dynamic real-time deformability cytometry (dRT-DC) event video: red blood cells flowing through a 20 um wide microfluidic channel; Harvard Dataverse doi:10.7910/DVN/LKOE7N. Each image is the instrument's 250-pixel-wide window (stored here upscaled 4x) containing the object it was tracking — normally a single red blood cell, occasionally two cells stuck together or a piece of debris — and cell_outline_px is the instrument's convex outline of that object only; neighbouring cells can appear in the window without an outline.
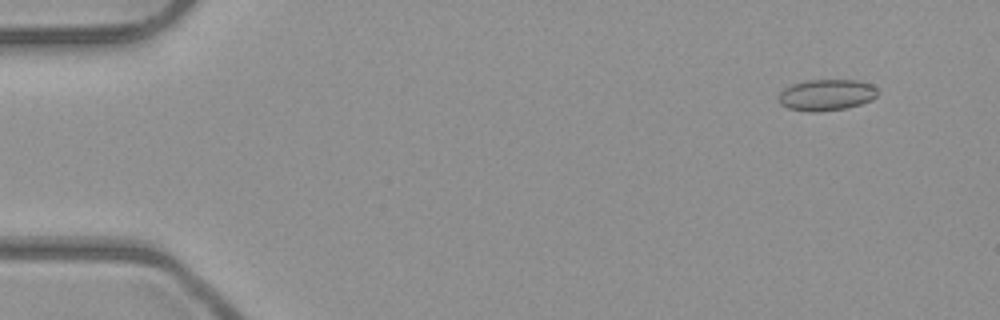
{"species": "common noctule bat (a hibernating species)", "species_latin": "Nyctalus noctula", "temperature_condition": "room temperature", "stored_images_in_passage": 53, "camera_frame_rate_fps": 3000, "um_per_image_px": 0.085, "animal": {"sex": "male", "body_mass_g": 23.1, "forearm_length_mm": 52.7}, "frame": {"image": 1, "passage_image": 5, "time_ms": 1.333, "image_size_px": [1000, 320], "cell_outline_px": [[876, 96], [872, 100], [848, 108], [816, 112], [812, 112], [788, 108], [780, 104], [776, 100], [780, 92], [784, 88], [792, 84], [808, 80], [856, 80], [872, 84], [876, 88]], "centroid_in_image_um": [70.22, 8.07], "position_along_channel_um": 14.8, "area_um2": 18.15}}
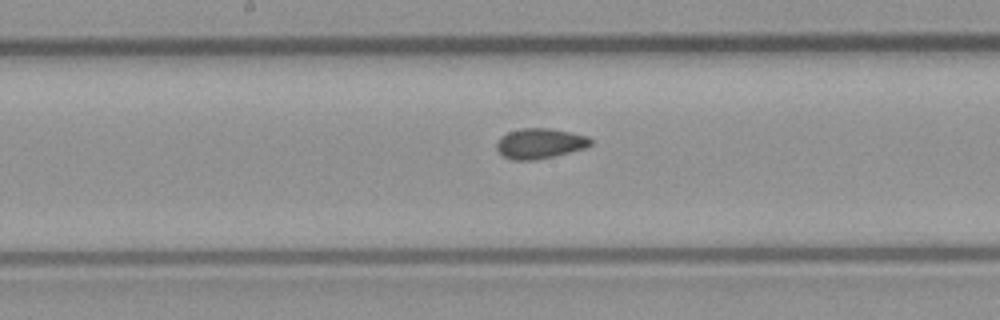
{"frame": {"image": 2, "passage_image": 28, "time_ms": 9.0, "image_size_px": [1000, 320], "cell_outline_px": [[592, 144], [584, 148], [536, 160], [512, 160], [504, 156], [496, 148], [496, 140], [500, 136], [508, 132], [524, 128], [548, 128], [588, 136], [592, 140]], "centroid_in_image_um": [45.85, 12.19], "position_along_channel_um": 202.3, "area_um2": 16.42}}
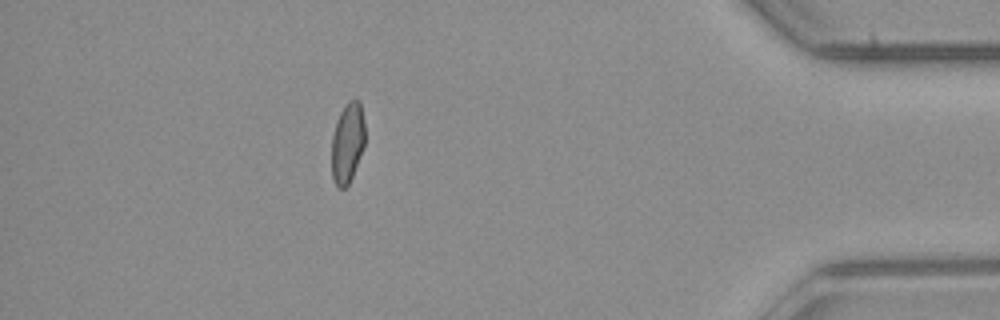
{"frame": {"image": 3, "passage_image": 47, "time_ms": 15.333, "image_size_px": [1000, 320], "cell_outline_px": [[364, 148], [352, 176], [348, 184], [344, 188], [336, 188], [332, 176], [332, 136], [336, 120], [340, 112], [348, 100], [360, 100], [364, 124]], "centroid_in_image_um": [29.53, 12.14], "position_along_channel_um": 405.7, "area_um2": 15.66}, "authors_computed_cell_mechanics": {"area_um2": 16.5308, "velocity_mm_per_s": 3.999, "shape_relaxation_time_tau1_ms": null, "shape_relaxation_time_tau2_ms": 1.5517, "deformation_change_tau1": null, "deformation_change_tau2": 0.0497}}